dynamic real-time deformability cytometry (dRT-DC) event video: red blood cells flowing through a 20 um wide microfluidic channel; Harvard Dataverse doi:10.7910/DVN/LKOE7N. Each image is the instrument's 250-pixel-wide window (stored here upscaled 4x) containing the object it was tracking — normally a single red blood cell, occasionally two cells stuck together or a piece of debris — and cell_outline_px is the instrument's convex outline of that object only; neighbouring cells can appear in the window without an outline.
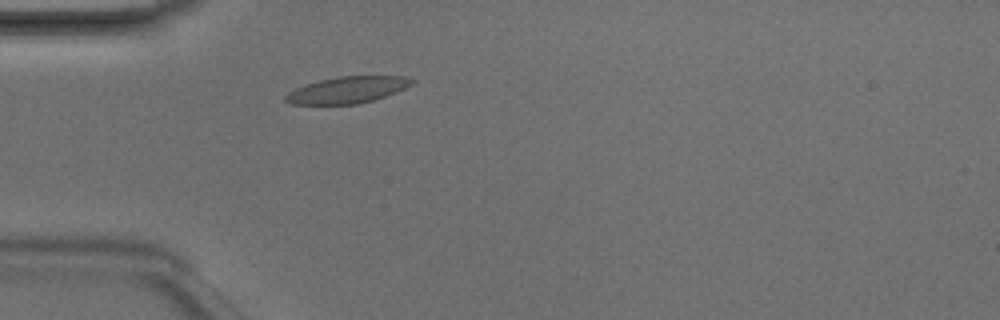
{"species": "Egyptian fruit bat (a non-hibernating species)", "species_latin": "Rousettus aegyptiacus", "temperature_condition": "room temperature", "stored_images_in_passage": 3, "camera_frame_rate_fps": 3000, "um_per_image_px": 0.085, "animal": {"sex": "male"}, "frame": {"image": 1, "passage_image": 3, "time_ms": 0.667, "image_size_px": [1000, 320], "cell_outline_px": [[416, 80], [412, 84], [396, 92], [372, 100], [356, 104], [288, 104], [284, 100], [284, 96], [288, 92], [304, 84], [320, 80], [340, 76], [404, 76]], "centroid_in_image_um": [29.49, 7.64], "position_along_channel_um": 55.5, "area_um2": 19.48}}